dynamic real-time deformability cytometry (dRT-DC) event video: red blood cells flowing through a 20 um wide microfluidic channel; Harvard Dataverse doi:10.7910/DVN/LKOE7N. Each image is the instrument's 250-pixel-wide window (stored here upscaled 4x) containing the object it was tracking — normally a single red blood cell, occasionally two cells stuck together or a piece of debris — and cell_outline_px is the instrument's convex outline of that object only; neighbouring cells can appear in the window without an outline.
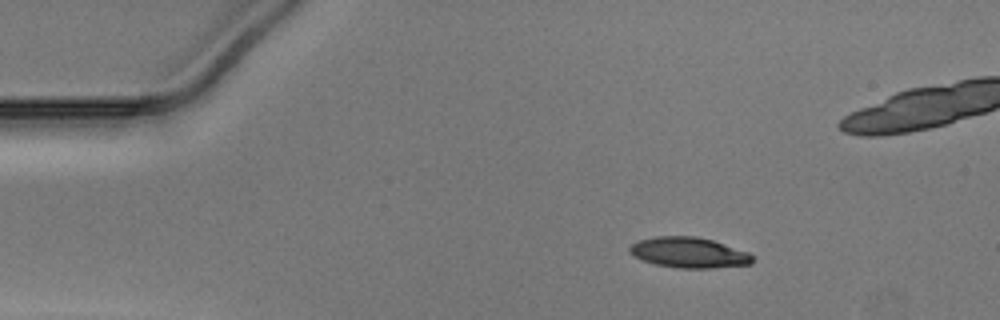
{"species": "Egyptian fruit bat (a non-hibernating species)", "species_latin": "Rousettus aegyptiacus", "temperature_condition": "warm", "stored_images_in_passage": 44, "camera_frame_rate_fps": 3000, "um_per_image_px": 0.085, "animal": {"sex": "male"}, "frame": {"image": 1, "passage_image": 1, "time_ms": 0.0, "image_size_px": [1000, 320], "cell_outline_px": [[752, 264], [712, 268], [680, 268], [656, 264], [632, 256], [628, 252], [628, 248], [632, 244], [640, 240], [656, 236], [696, 236], [712, 240], [748, 252], [752, 256]], "centroid_in_image_um": [58.53, 21.47], "position_along_channel_um": 26.5, "area_um2": 21.73}}
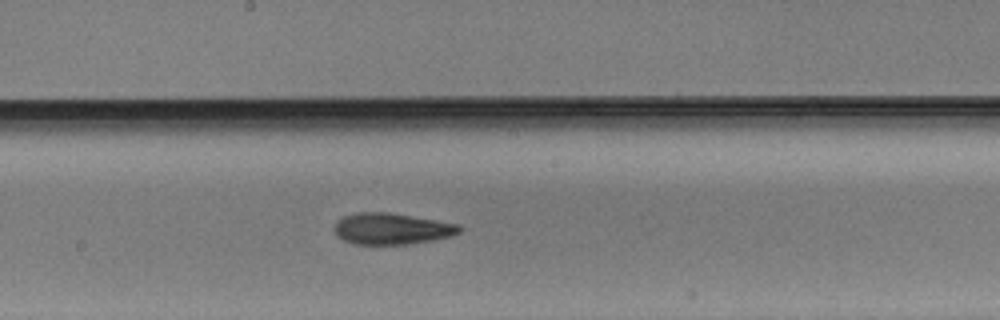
{"frame": {"image": 2, "passage_image": 20, "time_ms": 6.333, "image_size_px": [1000, 320], "cell_outline_px": [[464, 228], [460, 232], [452, 236], [432, 240], [408, 244], [352, 244], [336, 236], [336, 224], [344, 216], [356, 212], [388, 212], [460, 224]], "centroid_in_image_um": [33.34, 19.44], "position_along_channel_um": 214.9, "area_um2": 22.77}}
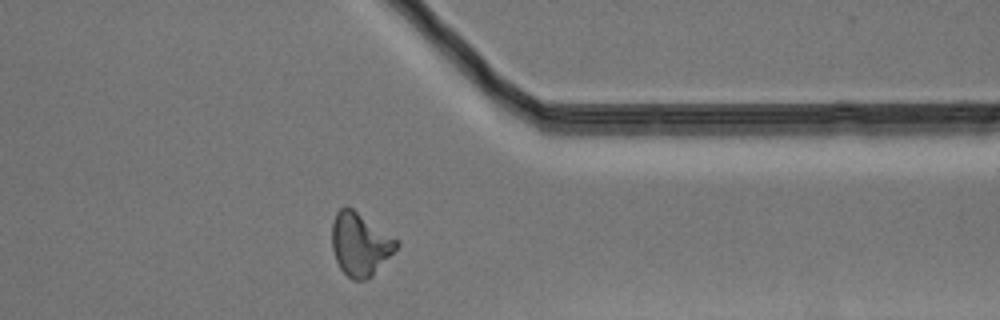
{"frame": {"image": 3, "passage_image": 33, "time_ms": 10.667, "image_size_px": [1000, 320], "cell_outline_px": [[400, 244], [372, 276], [364, 280], [352, 280], [340, 268], [336, 260], [332, 248], [332, 224], [336, 212], [340, 208], [352, 208], [400, 240]], "centroid_in_image_um": [30.62, 20.76], "position_along_channel_um": 380.8, "area_um2": 23.58}}